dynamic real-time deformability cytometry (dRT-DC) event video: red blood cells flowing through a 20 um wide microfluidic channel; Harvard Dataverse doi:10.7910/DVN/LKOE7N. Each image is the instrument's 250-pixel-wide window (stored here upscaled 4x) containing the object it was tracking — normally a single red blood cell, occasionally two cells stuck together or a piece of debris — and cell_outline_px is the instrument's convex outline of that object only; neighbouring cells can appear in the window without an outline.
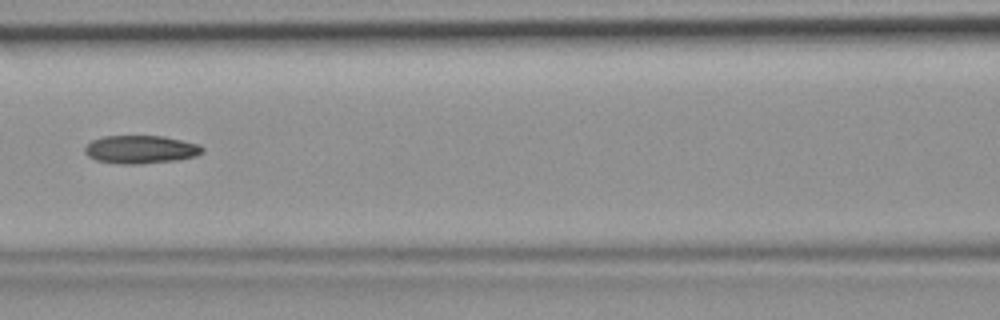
{"species": "common noctule bat (a hibernating species)", "species_latin": "Nyctalus noctula", "temperature_condition": "room temperature", "stored_images_in_passage": 15, "camera_frame_rate_fps": 3000, "um_per_image_px": 0.085, "animal": {"sex": "female", "body_mass_g": 19.9}, "frame": {"image": 1, "passage_image": 11, "time_ms": 3.333, "image_size_px": [1000, 320], "cell_outline_px": [[204, 152], [196, 156], [176, 160], [140, 164], [120, 164], [96, 160], [88, 156], [84, 152], [84, 148], [92, 140], [104, 136], [164, 136], [200, 144], [204, 148]], "centroid_in_image_um": [11.98, 12.7], "position_along_channel_um": 154.6, "area_um2": 19.36}}